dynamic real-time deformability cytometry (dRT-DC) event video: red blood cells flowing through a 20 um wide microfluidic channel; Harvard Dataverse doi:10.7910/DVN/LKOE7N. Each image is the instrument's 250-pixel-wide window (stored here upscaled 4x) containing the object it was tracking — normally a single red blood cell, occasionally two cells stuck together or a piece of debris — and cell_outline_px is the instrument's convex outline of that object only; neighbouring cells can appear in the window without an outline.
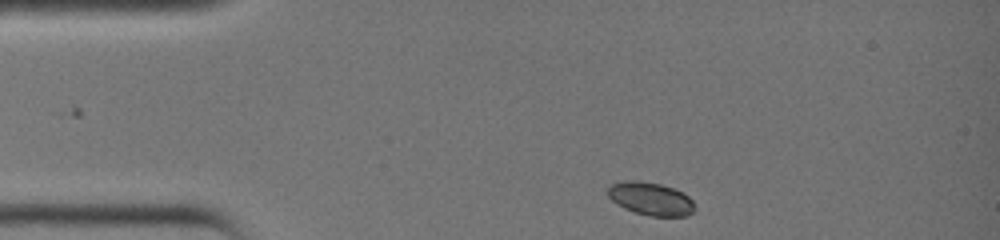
{"species": "common noctule bat (a hibernating species)", "species_latin": "Nyctalus noctula", "temperature_condition": "warm", "stored_images_in_passage": 29, "camera_frame_rate_fps": 3000, "um_per_image_px": 0.085, "animal": {"sex": "female", "body_mass_g": 19.0, "forearm_length_mm": 51.5}, "frame": {"image": 1, "passage_image": 1, "time_ms": 0.0, "image_size_px": [1000, 240], "cell_outline_px": [[696, 208], [688, 216], [652, 216], [636, 212], [624, 208], [616, 204], [608, 196], [608, 188], [612, 184], [624, 180], [636, 180], [660, 184], [684, 192], [692, 200]], "centroid_in_image_um": [55.32, 16.89], "position_along_channel_um": 29.7, "area_um2": 16.7}}
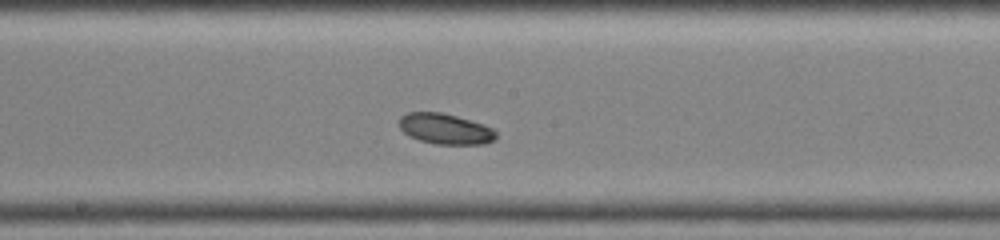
{"frame": {"image": 2, "passage_image": 15, "time_ms": 4.667, "image_size_px": [1000, 240], "cell_outline_px": [[496, 136], [492, 140], [484, 144], [436, 144], [420, 140], [408, 136], [400, 128], [400, 116], [408, 112], [440, 112], [456, 116], [484, 124], [492, 128], [496, 132]], "centroid_in_image_um": [37.83, 10.95], "position_along_channel_um": 210.4, "area_um2": 17.17}}
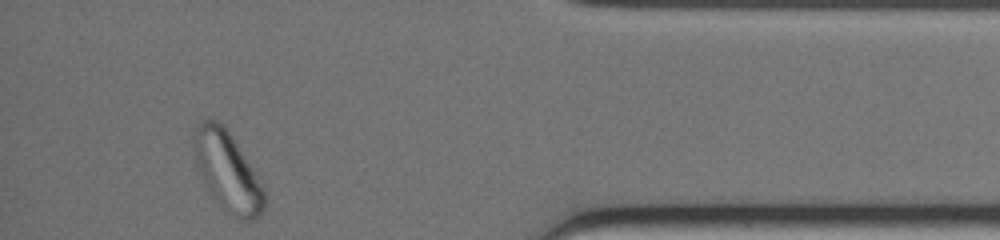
{"frame": {"image": 3, "passage_image": 29, "time_ms": 9.333, "image_size_px": [1000, 240], "cell_outline_px": [[264, 208], [260, 216], [252, 220], [240, 220], [232, 216], [212, 196], [196, 164], [196, 124], [200, 120], [220, 120], [224, 124], [260, 176], [264, 188]], "centroid_in_image_um": [19.41, 14.56], "position_along_channel_um": 415.8, "area_um2": 32.31}}